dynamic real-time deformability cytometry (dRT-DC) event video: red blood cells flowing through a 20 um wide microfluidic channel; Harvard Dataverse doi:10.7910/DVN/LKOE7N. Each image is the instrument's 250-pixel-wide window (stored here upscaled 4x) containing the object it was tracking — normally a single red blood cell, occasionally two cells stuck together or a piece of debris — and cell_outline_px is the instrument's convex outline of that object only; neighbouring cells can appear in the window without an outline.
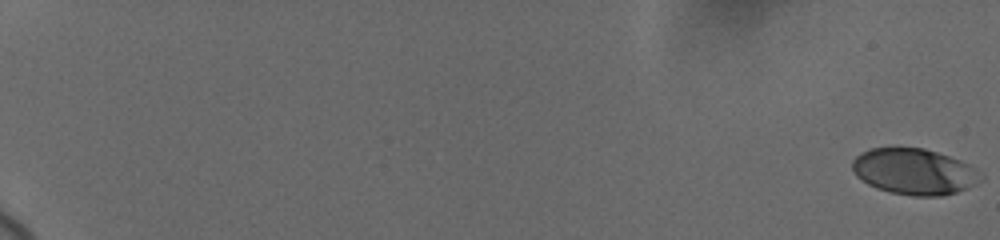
{"species": "human", "species_latin": "Homo sapiens", "temperature_condition": "cold", "stored_images_in_passage": 9, "camera_frame_rate_fps": 3000, "um_per_image_px": 0.085, "donor": {"sex": "female"}, "frame": {"image": 1, "passage_image": 1, "time_ms": 0.0, "image_size_px": [1000, 240], "cell_outline_px": [[984, 180], [968, 188], [956, 192], [940, 196], [912, 196], [892, 192], [876, 188], [868, 184], [856, 176], [852, 168], [852, 160], [860, 152], [872, 148], [924, 148], [960, 160], [976, 168], [984, 176]], "centroid_in_image_um": [77.73, 14.59], "position_along_channel_um": 7.3, "area_um2": 34.56}}